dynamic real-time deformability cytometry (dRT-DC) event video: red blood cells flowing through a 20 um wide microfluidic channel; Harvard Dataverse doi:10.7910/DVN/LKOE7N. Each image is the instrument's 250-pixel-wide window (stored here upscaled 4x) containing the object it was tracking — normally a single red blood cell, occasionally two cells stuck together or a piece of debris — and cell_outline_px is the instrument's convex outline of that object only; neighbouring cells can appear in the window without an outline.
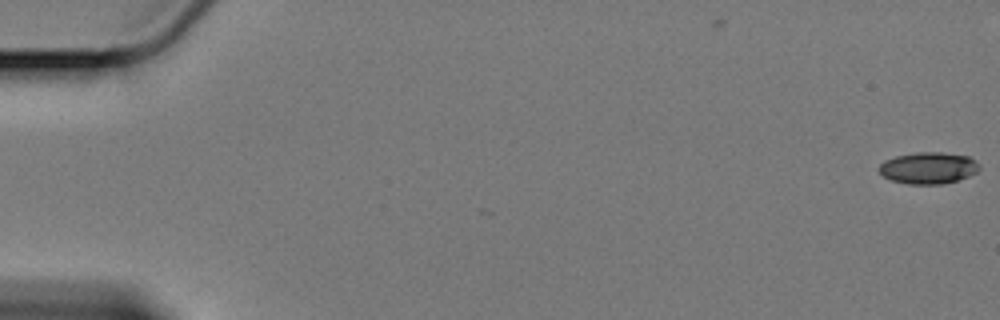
{"species": "Egyptian fruit bat (a non-hibernating species)", "species_latin": "Rousettus aegyptiacus", "temperature_condition": "cold", "stored_images_in_passage": 2, "camera_frame_rate_fps": 3000, "um_per_image_px": 0.085, "animal": {"sex": "female"}, "frame": {"image": 1, "passage_image": 2, "time_ms": 0.333, "image_size_px": [1000, 320], "cell_outline_px": [[980, 168], [976, 172], [968, 176], [944, 184], [908, 184], [892, 180], [884, 176], [880, 172], [880, 164], [884, 160], [896, 156], [920, 152], [940, 152], [968, 156]], "centroid_in_image_um": [78.89, 14.28], "position_along_channel_um": 6.1, "area_um2": 18.15}}